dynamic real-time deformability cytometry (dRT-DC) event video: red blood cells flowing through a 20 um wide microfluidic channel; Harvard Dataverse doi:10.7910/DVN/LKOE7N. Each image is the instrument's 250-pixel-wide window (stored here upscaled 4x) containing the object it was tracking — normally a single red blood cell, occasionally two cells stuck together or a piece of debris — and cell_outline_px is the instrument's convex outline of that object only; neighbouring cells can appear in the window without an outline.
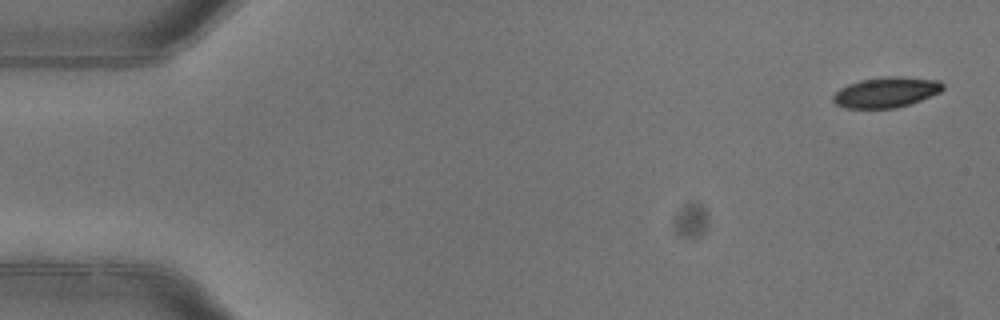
{"species": "common noctule bat (a hibernating species)", "species_latin": "Nyctalus noctula", "temperature_condition": "warm", "stored_images_in_passage": 4, "camera_frame_rate_fps": 3000, "um_per_image_px": 0.085, "animal": {"sex": "female"}, "frame": {"image": 1, "passage_image": 1, "time_ms": 0.0, "image_size_px": [1000, 320], "cell_outline_px": [[944, 88], [940, 92], [920, 100], [896, 108], [844, 108], [836, 104], [832, 100], [832, 96], [840, 88], [848, 84], [860, 80], [884, 76], [900, 76], [940, 80], [944, 84]], "centroid_in_image_um": [75.32, 7.83], "position_along_channel_um": 9.7, "area_um2": 19.54}}
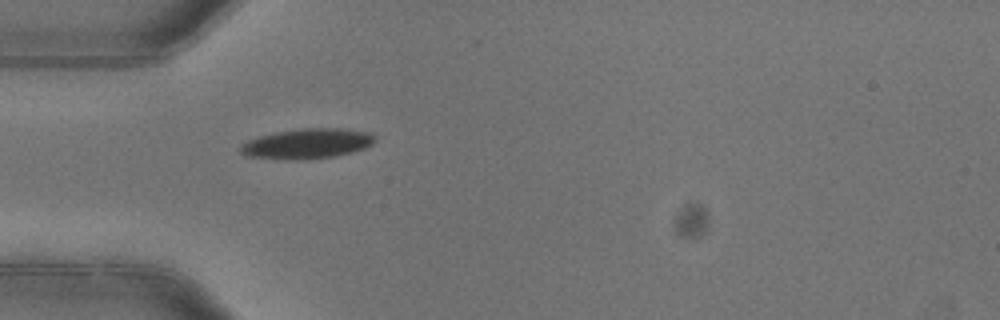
{"frame": {"image": 2, "passage_image": 4, "time_ms": 1.0, "image_size_px": [1000, 320], "cell_outline_px": [[376, 140], [372, 144], [364, 148], [352, 152], [336, 156], [304, 160], [284, 160], [244, 156], [240, 152], [240, 148], [248, 140], [260, 136], [276, 132], [300, 128], [340, 128], [372, 132], [376, 136]], "centroid_in_image_um": [26.14, 12.22], "position_along_channel_um": 58.9, "area_um2": 23.87}}